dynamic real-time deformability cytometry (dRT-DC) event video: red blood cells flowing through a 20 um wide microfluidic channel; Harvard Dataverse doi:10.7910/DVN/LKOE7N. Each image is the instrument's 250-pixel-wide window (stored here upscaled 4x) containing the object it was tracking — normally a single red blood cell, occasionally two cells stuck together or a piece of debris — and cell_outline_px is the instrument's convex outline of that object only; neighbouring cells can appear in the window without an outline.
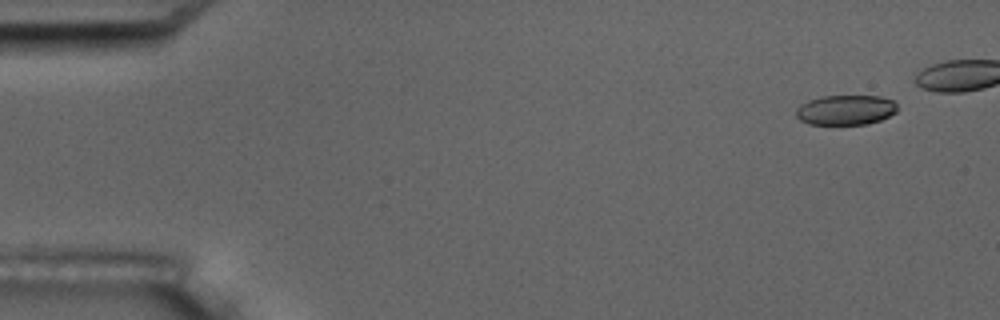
{"species": "common noctule bat (a hibernating species)", "species_latin": "Nyctalus noctula", "temperature_condition": "room temperature", "stored_images_in_passage": 7, "camera_frame_rate_fps": 3000, "um_per_image_px": 0.085, "animal": {"sex": "male", "body_mass_g": 17.5, "forearm_length_mm": 52.3}, "frame": {"image": 1, "passage_image": 1, "time_ms": 0.0, "image_size_px": [1000, 320], "cell_outline_px": [[896, 112], [880, 120], [868, 124], [808, 124], [800, 120], [796, 116], [796, 108], [800, 104], [808, 100], [820, 96], [880, 96], [892, 100], [896, 104]], "centroid_in_image_um": [71.85, 9.34], "position_along_channel_um": 13.2, "area_um2": 17.69}}